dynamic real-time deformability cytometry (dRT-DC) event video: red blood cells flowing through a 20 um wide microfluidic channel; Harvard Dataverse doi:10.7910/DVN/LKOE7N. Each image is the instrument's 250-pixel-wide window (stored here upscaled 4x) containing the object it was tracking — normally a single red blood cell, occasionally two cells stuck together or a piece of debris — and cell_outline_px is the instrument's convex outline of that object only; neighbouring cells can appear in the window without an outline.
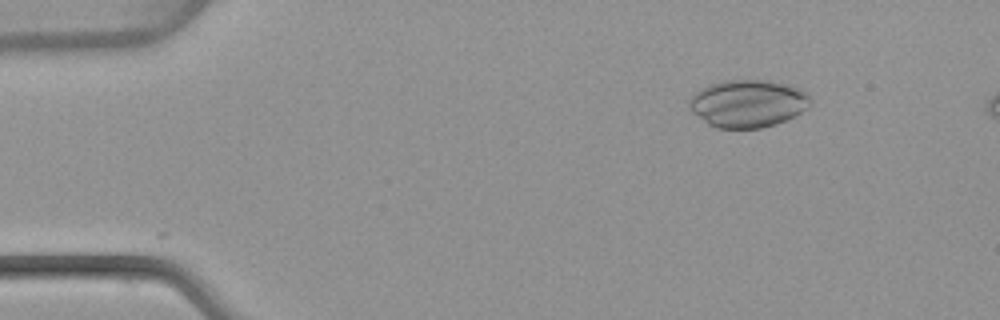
{"species": "common noctule bat (a hibernating species)", "species_latin": "Nyctalus noctula", "temperature_condition": "warm", "stored_images_in_passage": 44, "camera_frame_rate_fps": 3000, "um_per_image_px": 0.085, "animal": {"sex": "female", "body_mass_g": 22.7, "forearm_length_mm": 54.2}, "frame": {"image": 1, "passage_image": 1, "time_ms": 0.0, "image_size_px": [1000, 320], "cell_outline_px": [[808, 104], [800, 112], [776, 124], [760, 128], [716, 128], [708, 124], [692, 112], [688, 108], [688, 100], [696, 92], [712, 84], [724, 80], [764, 80], [788, 84], [808, 92]], "centroid_in_image_um": [63.52, 8.8], "position_along_channel_um": 21.5, "area_um2": 33.18}}
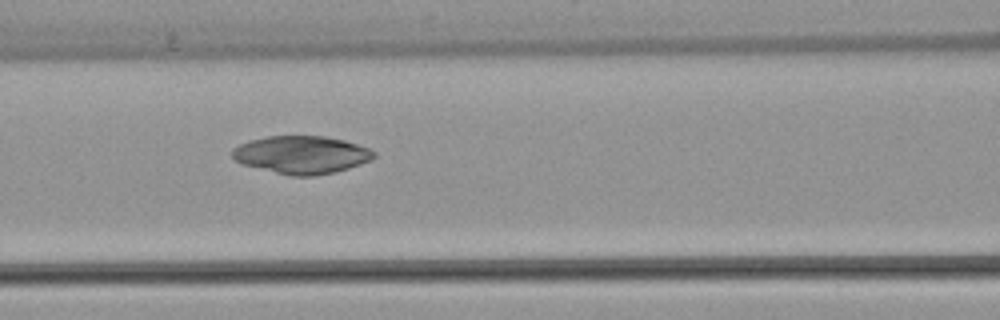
{"frame": {"image": 2, "passage_image": 16, "time_ms": 5.0, "image_size_px": [1000, 320], "cell_outline_px": [[376, 156], [372, 160], [348, 168], [332, 172], [312, 176], [292, 176], [240, 164], [232, 156], [232, 148], [248, 140], [268, 136], [324, 136], [344, 140], [368, 148], [376, 152]], "centroid_in_image_um": [25.61, 13.15], "position_along_channel_um": 141.0, "area_um2": 31.15}}
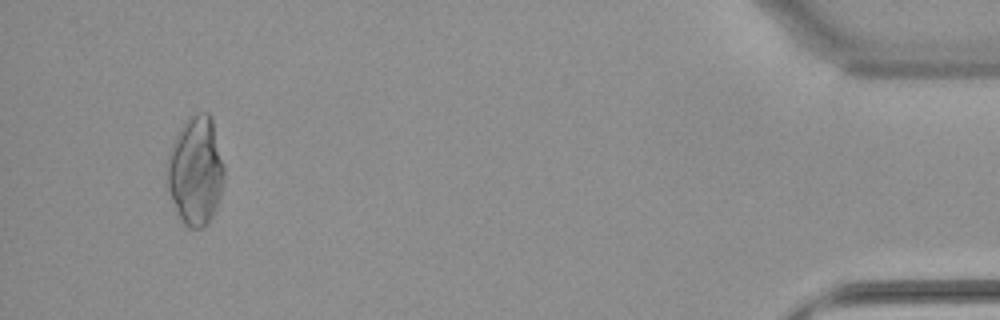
{"frame": {"image": 3, "passage_image": 42, "time_ms": 13.667, "image_size_px": [1000, 320], "cell_outline_px": [[224, 180], [220, 196], [216, 208], [208, 224], [204, 228], [188, 228], [180, 220], [176, 212], [168, 188], [168, 152], [180, 128], [192, 116], [200, 112], [208, 112], [212, 116], [224, 168]], "centroid_in_image_um": [16.64, 14.56], "position_along_channel_um": 418.6, "area_um2": 36.01}}